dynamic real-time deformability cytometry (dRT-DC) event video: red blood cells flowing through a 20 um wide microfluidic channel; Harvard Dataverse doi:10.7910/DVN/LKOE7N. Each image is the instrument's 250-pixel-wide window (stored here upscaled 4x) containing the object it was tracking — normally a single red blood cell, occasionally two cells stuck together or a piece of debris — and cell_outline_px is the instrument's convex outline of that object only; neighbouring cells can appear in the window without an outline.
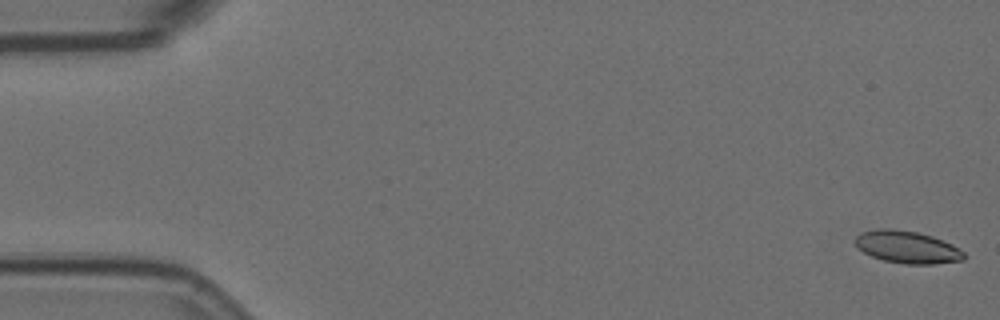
{"species": "Egyptian fruit bat (a non-hibernating species)", "species_latin": "Rousettus aegyptiacus", "temperature_condition": "room temperature", "stored_images_in_passage": 59, "camera_frame_rate_fps": 3000, "um_per_image_px": 0.085, "animal": {"sex": "female"}, "frame": {"image": 1, "passage_image": 1, "time_ms": 0.0, "image_size_px": [1000, 320], "cell_outline_px": [[964, 260], [932, 264], [904, 264], [884, 260], [872, 256], [856, 248], [856, 236], [860, 232], [880, 228], [888, 228], [916, 232], [932, 236], [952, 244], [964, 252]], "centroid_in_image_um": [77.1, 21.0], "position_along_channel_um": 7.9, "area_um2": 20.4}}
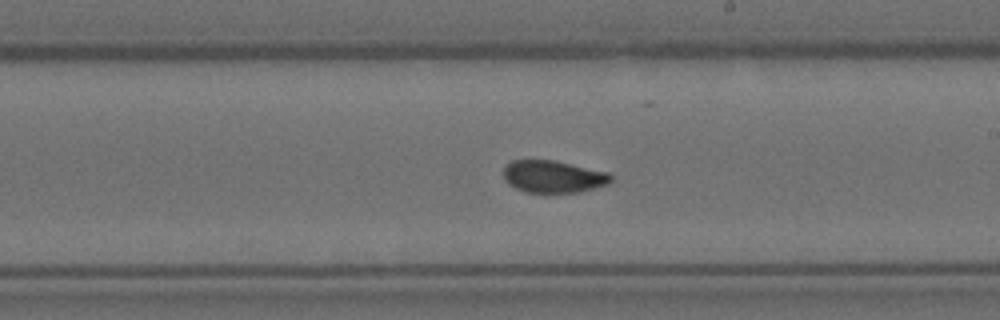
{"frame": {"image": 2, "passage_image": 33, "time_ms": 10.667, "image_size_px": [1000, 320], "cell_outline_px": [[612, 180], [608, 184], [576, 192], [524, 192], [508, 184], [504, 180], [504, 164], [512, 160], [556, 160], [608, 172], [612, 176]], "centroid_in_image_um": [46.99, 14.99], "position_along_channel_um": 242.0, "area_um2": 20.23}}
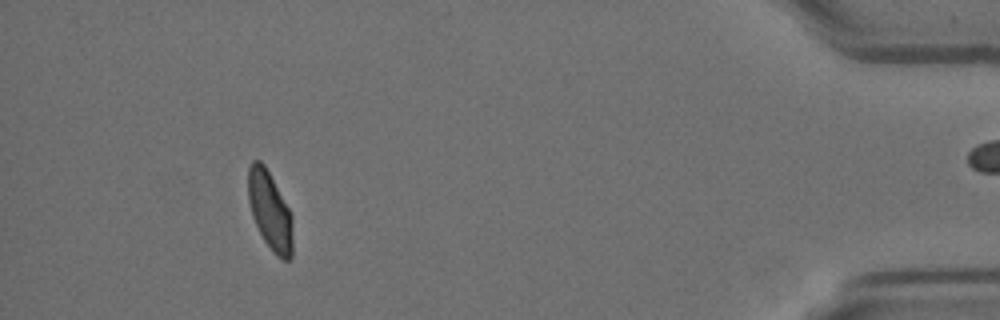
{"frame": {"image": 3, "passage_image": 53, "time_ms": 17.333, "image_size_px": [1000, 320], "cell_outline_px": [[292, 260], [284, 260], [276, 256], [272, 252], [264, 240], [252, 216], [248, 200], [248, 164], [252, 160], [260, 160], [264, 164], [288, 208], [292, 216]], "centroid_in_image_um": [22.93, 17.93], "position_along_channel_um": 412.3, "area_um2": 20.29}, "authors_computed_cell_mechanics": {"area_um2": 20.6924, "velocity_mm_per_s": 3.513, "shape_relaxation_time_tau1_ms": 5.376, "shape_relaxation_time_tau2_ms": 1.0973, "deformation_change_tau1": 0.1331, "deformation_change_tau2": 0.0511}}